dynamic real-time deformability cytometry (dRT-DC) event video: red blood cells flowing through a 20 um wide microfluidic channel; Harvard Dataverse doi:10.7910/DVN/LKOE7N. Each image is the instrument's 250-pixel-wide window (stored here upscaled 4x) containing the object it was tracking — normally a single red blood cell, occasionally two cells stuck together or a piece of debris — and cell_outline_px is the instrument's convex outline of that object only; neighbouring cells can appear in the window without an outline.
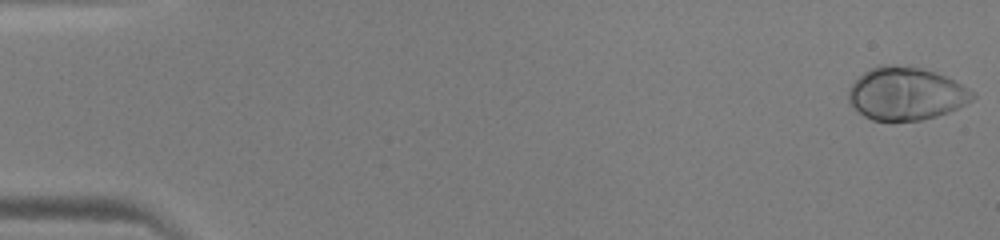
{"species": "human", "species_latin": "Homo sapiens", "temperature_condition": "warm", "stored_images_in_passage": 48, "camera_frame_rate_fps": 3000, "um_per_image_px": 0.085, "donor": {"sex": "male"}, "frame": {"image": 1, "passage_image": 1, "time_ms": 0.0, "image_size_px": [1000, 240], "cell_outline_px": [[976, 96], [972, 100], [948, 112], [936, 116], [920, 120], [872, 120], [864, 116], [848, 100], [848, 88], [864, 72], [880, 64], [892, 64], [924, 68], [936, 72], [976, 92]], "centroid_in_image_um": [77.01, 7.94], "position_along_channel_um": 8.0, "area_um2": 37.97}}
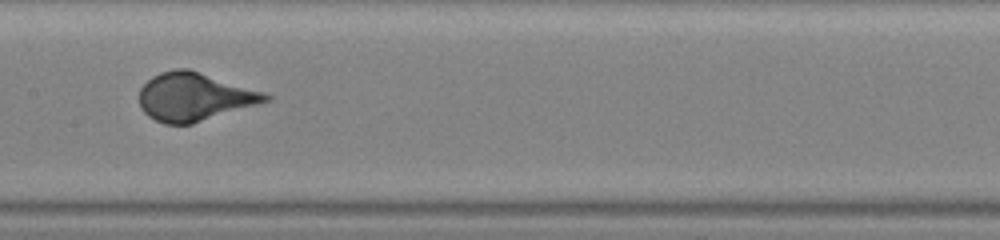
{"frame": {"image": 2, "passage_image": 25, "time_ms": 8.0, "image_size_px": [1000, 240], "cell_outline_px": [[272, 100], [192, 124], [164, 124], [148, 116], [140, 108], [140, 88], [152, 76], [160, 72], [176, 68], [188, 68], [264, 92], [272, 96]], "centroid_in_image_um": [16.52, 8.23], "position_along_channel_um": 190.9, "area_um2": 35.43}}
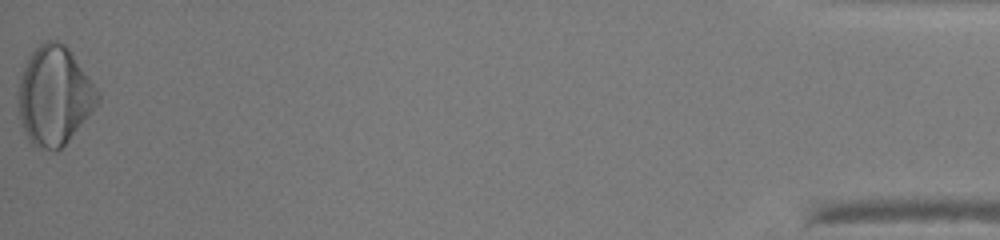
{"frame": {"image": 3, "passage_image": 48, "time_ms": 15.667, "image_size_px": [1000, 240], "cell_outline_px": [[100, 100], [92, 112], [68, 140], [60, 148], [32, 148], [28, 140], [20, 120], [16, 92], [20, 76], [24, 64], [28, 56], [44, 40], [56, 40], [64, 44], [68, 48], [100, 92]], "centroid_in_image_um": [4.59, 8.12], "position_along_channel_um": 430.6, "area_um2": 45.84}}